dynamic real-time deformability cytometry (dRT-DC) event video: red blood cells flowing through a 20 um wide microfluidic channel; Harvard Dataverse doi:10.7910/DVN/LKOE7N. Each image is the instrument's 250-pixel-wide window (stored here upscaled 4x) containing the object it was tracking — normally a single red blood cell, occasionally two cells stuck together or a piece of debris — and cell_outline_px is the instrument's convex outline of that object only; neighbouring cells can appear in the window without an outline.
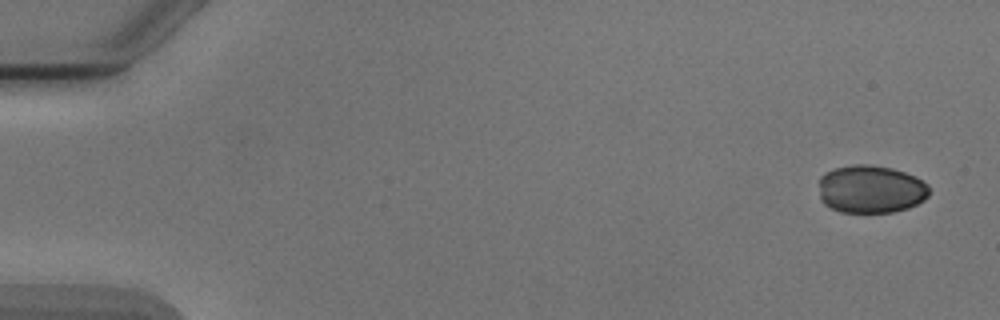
{"species": "Egyptian fruit bat (a non-hibernating species)", "species_latin": "Rousettus aegyptiacus", "temperature_condition": "cold", "stored_images_in_passage": 6, "segment_of_instrument_passage": [1, 2], "camera_frame_rate_fps": 3000, "um_per_image_px": 0.085, "animal": {"sex": "male"}, "frame": {"image": 1, "passage_image": 1, "time_ms": 0.0, "image_size_px": [1000, 320], "cell_outline_px": [[928, 196], [924, 200], [908, 208], [892, 212], [840, 212], [824, 204], [820, 200], [820, 176], [824, 172], [836, 168], [852, 164], [872, 164], [892, 168], [916, 176], [928, 184]], "centroid_in_image_um": [74.01, 16.07], "position_along_channel_um": 11.0, "area_um2": 31.04}}
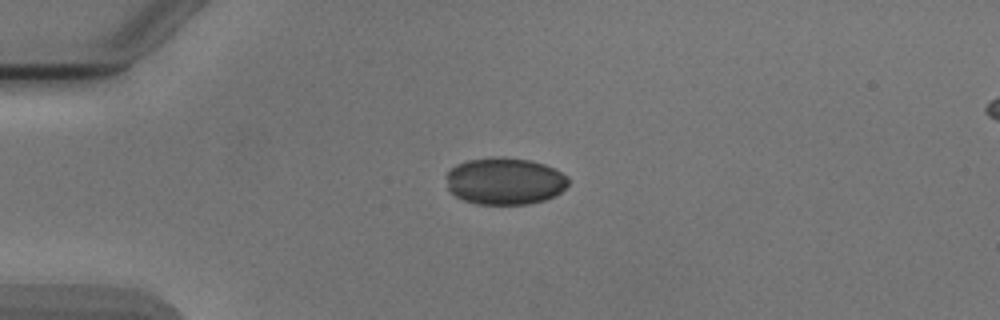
{"frame": {"image": 2, "passage_image": 4, "time_ms": 3.667, "image_size_px": [1000, 320], "cell_outline_px": [[568, 184], [556, 196], [544, 200], [528, 204], [476, 204], [464, 200], [456, 196], [448, 188], [444, 176], [456, 164], [468, 160], [492, 156], [504, 156], [528, 160], [544, 164], [568, 176]], "centroid_in_image_um": [42.88, 15.38], "position_along_channel_um": 42.1, "area_um2": 33.64}}